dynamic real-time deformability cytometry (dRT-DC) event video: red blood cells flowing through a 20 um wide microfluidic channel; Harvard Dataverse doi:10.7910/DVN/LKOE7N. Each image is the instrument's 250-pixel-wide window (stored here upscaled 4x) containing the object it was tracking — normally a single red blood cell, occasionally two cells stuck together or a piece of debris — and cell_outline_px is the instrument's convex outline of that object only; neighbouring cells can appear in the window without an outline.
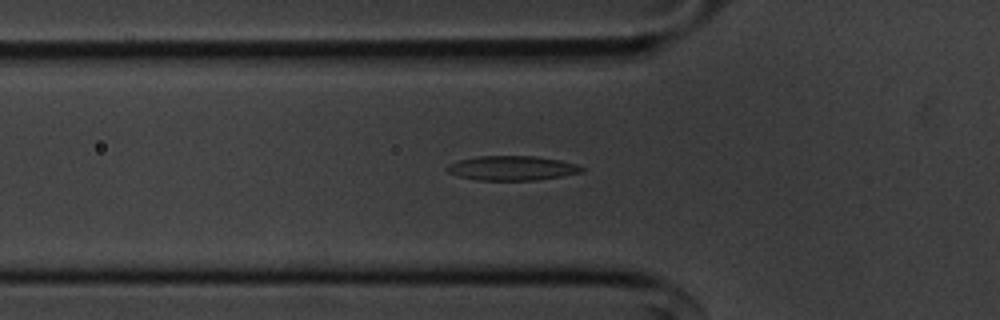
{"species": "common noctule bat (a hibernating species)", "species_latin": "Nyctalus noctula", "temperature_condition": "cold", "stored_images_in_passage": 49, "camera_frame_rate_fps": 3000, "um_per_image_px": 0.085, "animal": {"sex": "male", "body_mass_g": 20.1, "forearm_length_mm": 53.5}, "frame": {"image": 1, "passage_image": 18, "time_ms": 5.667, "image_size_px": [1000, 320], "cell_outline_px": [[584, 172], [536, 180], [476, 180], [460, 176], [448, 172], [444, 168], [448, 164], [460, 160], [480, 156], [536, 156], [560, 160], [576, 164], [584, 168]], "centroid_in_image_um": [43.53, 14.29], "position_along_channel_um": 82.3, "area_um2": 19.13}}
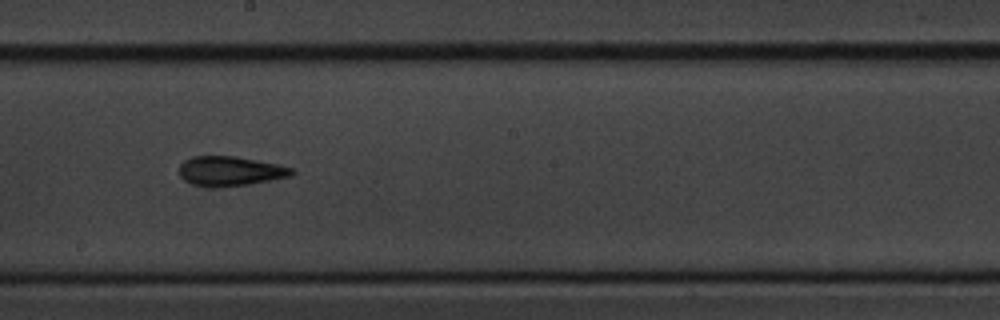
{"frame": {"image": 2, "passage_image": 30, "time_ms": 9.667, "image_size_px": [1000, 320], "cell_outline_px": [[296, 172], [292, 176], [272, 180], [248, 184], [216, 188], [192, 184], [184, 180], [180, 176], [180, 164], [184, 160], [192, 156], [236, 156], [296, 168]], "centroid_in_image_um": [19.59, 14.55], "position_along_channel_um": 228.6, "area_um2": 19.59}}
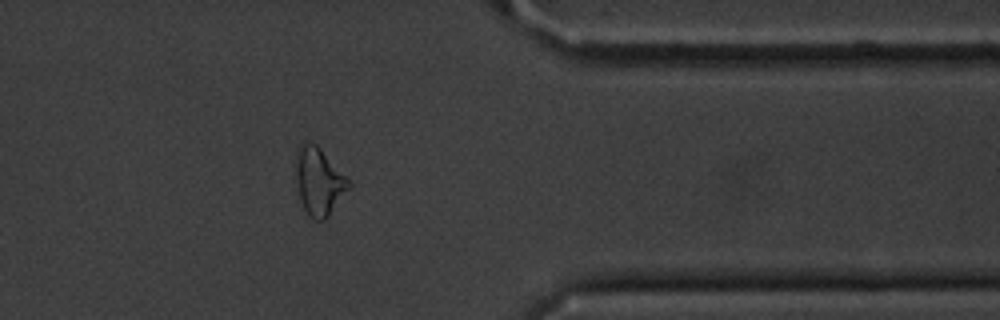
{"frame": {"image": 3, "passage_image": 44, "time_ms": 14.333, "image_size_px": [1000, 320], "cell_outline_px": [[352, 188], [328, 216], [324, 220], [312, 220], [308, 216], [300, 200], [296, 180], [296, 152], [300, 144], [304, 140], [308, 140], [316, 144], [352, 180]], "centroid_in_image_um": [27.15, 15.41], "position_along_channel_um": 384.3, "area_um2": 21.44}, "authors_computed_cell_mechanics": {"area_um2": 18.9006, "velocity_mm_per_s": 3.6376, "shape_relaxation_time_tau1_ms": 10.1013, "shape_relaxation_time_tau2_ms": 3.3065, "deformation_change_tau1": 0.2243, "deformation_change_tau2": 0.1326}}